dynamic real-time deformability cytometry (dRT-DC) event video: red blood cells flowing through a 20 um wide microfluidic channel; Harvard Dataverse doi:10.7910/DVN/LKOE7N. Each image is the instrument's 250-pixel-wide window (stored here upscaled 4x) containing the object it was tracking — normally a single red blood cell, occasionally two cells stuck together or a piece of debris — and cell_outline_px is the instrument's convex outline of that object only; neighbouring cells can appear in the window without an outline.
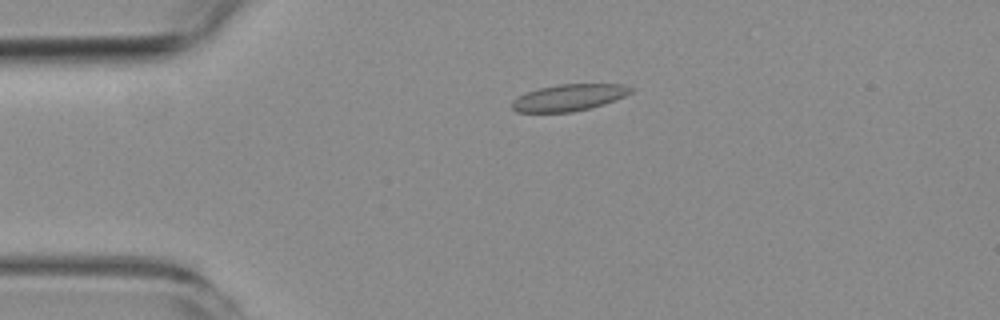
{"species": "common noctule bat (a hibernating species)", "species_latin": "Nyctalus noctula", "temperature_condition": "room temperature", "stored_images_in_passage": 4, "camera_frame_rate_fps": 3000, "um_per_image_px": 0.085, "animal": {"sex": "female", "body_mass_g": 19.3, "forearm_length_mm": 54.1}, "frame": {"image": 1, "passage_image": 4, "time_ms": 3.667, "image_size_px": [1000, 320], "cell_outline_px": [[632, 92], [624, 96], [604, 104], [572, 112], [516, 112], [512, 108], [512, 100], [528, 92], [540, 88], [560, 84], [624, 84], [632, 88]], "centroid_in_image_um": [48.36, 8.29], "position_along_channel_um": 36.6, "area_um2": 18.21}}